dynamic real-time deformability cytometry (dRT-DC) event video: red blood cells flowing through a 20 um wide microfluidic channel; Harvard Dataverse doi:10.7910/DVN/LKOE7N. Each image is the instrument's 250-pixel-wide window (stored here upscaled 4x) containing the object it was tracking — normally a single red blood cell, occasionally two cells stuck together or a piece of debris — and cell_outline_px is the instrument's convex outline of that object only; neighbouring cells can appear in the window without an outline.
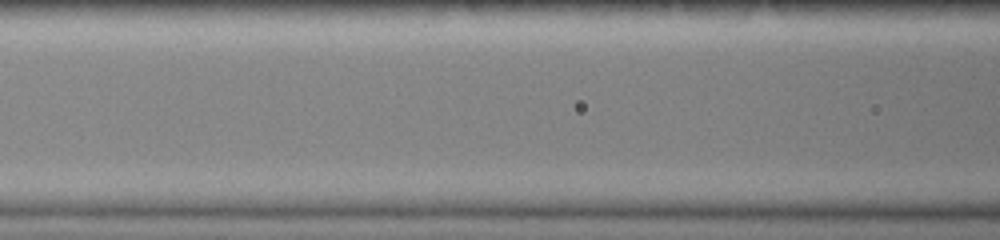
{"species": "common noctule bat (a hibernating species)", "species_latin": "Nyctalus noctula", "temperature_condition": "warm", "stored_images_in_passage": 7, "camera_frame_rate_fps": 3000, "um_per_image_px": 0.085, "animal": {"sex": "female", "body_mass_g": 19.0, "forearm_length_mm": 51.5}, "frame": {"image": 1, "passage_image": 7, "time_ms": 2.0, "image_size_px": [1000, 240], "cell_outline_px": [[928, 164], [920, 168], [820, 168], [784, 164], [784, 160], [800, 156], [908, 156], [928, 160]], "centroid_in_image_um": [72.91, 13.77], "position_along_channel_um": 93.7, "area_um2": 11.33}}